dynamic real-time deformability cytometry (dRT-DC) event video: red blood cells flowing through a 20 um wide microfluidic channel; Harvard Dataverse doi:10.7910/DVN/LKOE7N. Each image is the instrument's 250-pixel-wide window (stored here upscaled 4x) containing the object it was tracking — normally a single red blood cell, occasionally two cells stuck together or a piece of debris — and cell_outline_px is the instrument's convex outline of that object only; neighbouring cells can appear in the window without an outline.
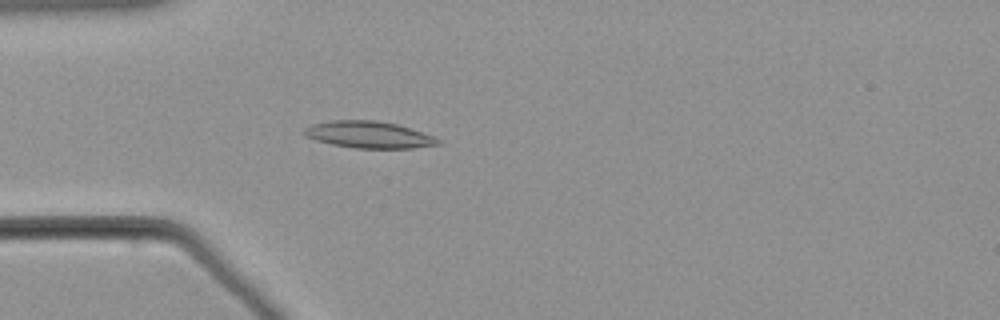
{"species": "common noctule bat (a hibernating species)", "species_latin": "Nyctalus noctula", "temperature_condition": "warm", "stored_images_in_passage": 57, "camera_frame_rate_fps": 3000, "um_per_image_px": 0.085, "animal": {"sex": "male", "body_mass_g": 21.5, "forearm_length_mm": 52.0}, "frame": {"image": 1, "passage_image": 17, "time_ms": 5.333, "image_size_px": [1000, 320], "cell_outline_px": [[444, 144], [412, 148], [312, 152], [300, 132], [304, 128], [312, 124], [332, 120], [376, 120], [396, 124], [432, 136], [440, 140]], "centroid_in_image_um": [30.89, 11.58], "position_along_channel_um": 54.1, "area_um2": 24.1}}
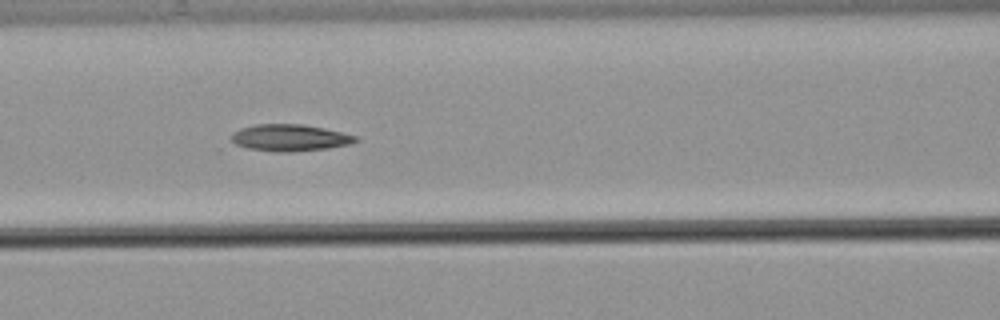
{"frame": {"image": 2, "passage_image": 25, "time_ms": 8.0, "image_size_px": [1000, 320], "cell_outline_px": [[360, 140], [352, 144], [328, 148], [292, 152], [276, 152], [248, 148], [228, 144], [232, 136], [240, 128], [256, 124], [304, 124], [324, 128], [360, 136]], "centroid_in_image_um": [24.66, 11.71], "position_along_channel_um": 141.9, "area_um2": 19.77}}
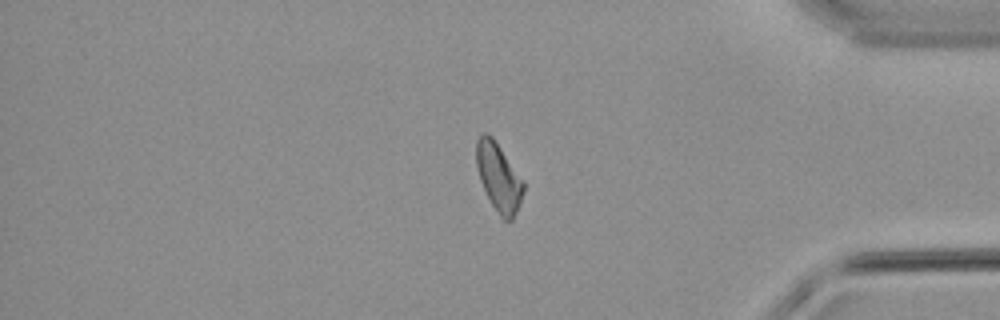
{"frame": {"image": 3, "passage_image": 48, "time_ms": 15.667, "image_size_px": [1000, 320], "cell_outline_px": [[524, 192], [520, 204], [512, 220], [504, 220], [500, 216], [492, 204], [480, 180], [476, 164], [476, 140], [484, 132], [488, 132], [492, 136], [524, 180]], "centroid_in_image_um": [42.4, 15.04], "position_along_channel_um": 392.8, "area_um2": 18.67}}